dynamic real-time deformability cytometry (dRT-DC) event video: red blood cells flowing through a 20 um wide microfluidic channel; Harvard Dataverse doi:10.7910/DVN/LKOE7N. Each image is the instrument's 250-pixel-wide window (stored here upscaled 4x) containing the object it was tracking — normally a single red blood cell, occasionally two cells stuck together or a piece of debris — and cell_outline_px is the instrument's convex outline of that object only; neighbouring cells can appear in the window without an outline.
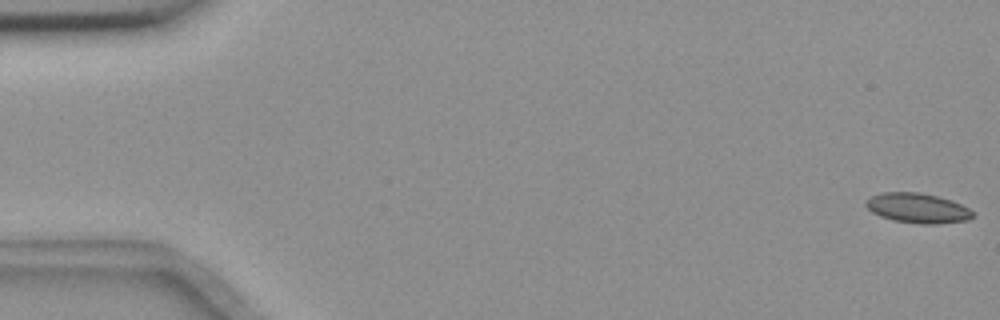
{"species": "common noctule bat (a hibernating species)", "species_latin": "Nyctalus noctula", "temperature_condition": "room temperature", "stored_images_in_passage": 5, "camera_frame_rate_fps": 3000, "um_per_image_px": 0.085, "animal": {"sex": "female", "body_mass_g": 18.4}, "frame": {"image": 1, "passage_image": 1, "time_ms": 0.0, "image_size_px": [1000, 320], "cell_outline_px": [[972, 216], [968, 220], [936, 224], [920, 224], [896, 220], [880, 216], [872, 212], [864, 204], [872, 196], [880, 192], [920, 192], [952, 200], [968, 208], [972, 212]], "centroid_in_image_um": [77.99, 17.68], "position_along_channel_um": 7.0, "area_um2": 18.38}}
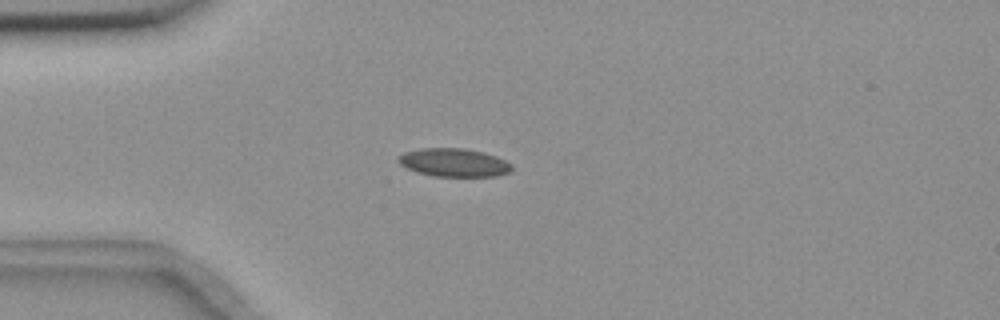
{"frame": {"image": 2, "passage_image": 5, "time_ms": 1.333, "image_size_px": [1000, 320], "cell_outline_px": [[512, 172], [496, 176], [436, 176], [416, 172], [400, 164], [396, 160], [396, 156], [404, 152], [420, 148], [464, 148], [484, 152], [496, 156], [512, 164]], "centroid_in_image_um": [38.57, 13.81], "position_along_channel_um": 46.4, "area_um2": 18.84}}